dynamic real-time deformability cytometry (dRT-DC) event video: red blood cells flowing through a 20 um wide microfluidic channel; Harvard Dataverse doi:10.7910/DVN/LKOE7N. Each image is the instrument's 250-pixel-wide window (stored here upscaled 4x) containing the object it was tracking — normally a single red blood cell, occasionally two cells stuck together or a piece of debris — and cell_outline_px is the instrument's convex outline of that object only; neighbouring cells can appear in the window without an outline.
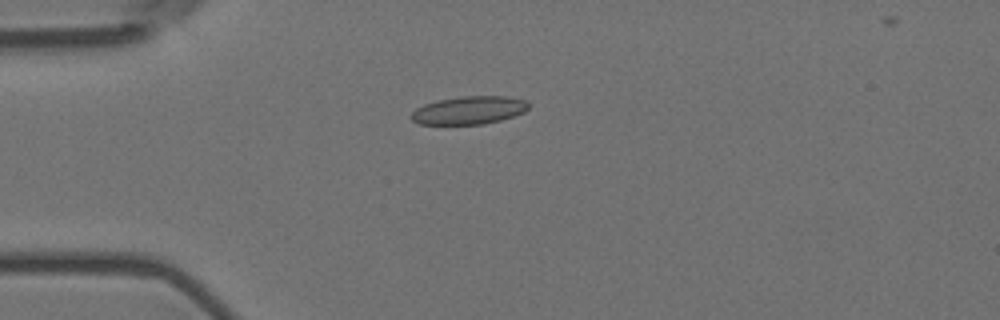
{"species": "Egyptian fruit bat (a non-hibernating species)", "species_latin": "Rousettus aegyptiacus", "temperature_condition": "room temperature", "stored_images_in_passage": 8, "camera_frame_rate_fps": 3000, "um_per_image_px": 0.085, "animal": {"sex": "female"}, "frame": {"image": 1, "passage_image": 5, "time_ms": 1.333, "image_size_px": [1000, 320], "cell_outline_px": [[528, 108], [524, 112], [500, 120], [484, 124], [420, 124], [412, 120], [412, 112], [416, 108], [424, 104], [440, 100], [460, 96], [508, 96], [524, 100], [528, 104]], "centroid_in_image_um": [39.87, 9.37], "position_along_channel_um": 45.1, "area_um2": 18.96}}
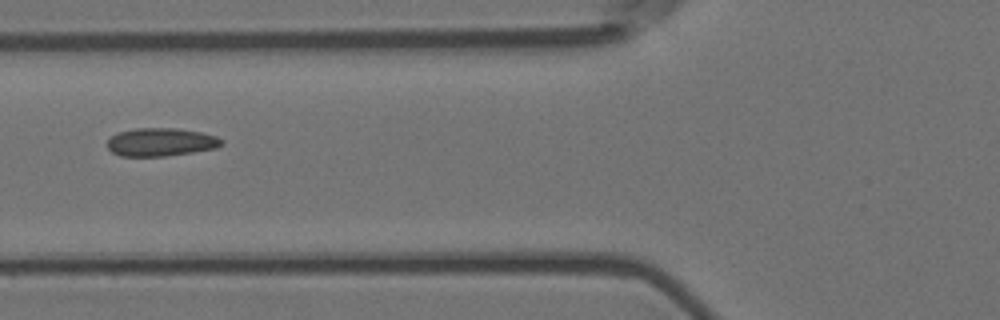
{"frame": {"image": 2, "passage_image": 7, "time_ms": 2.0, "image_size_px": [1000, 320], "cell_outline_px": [[224, 144], [216, 148], [192, 152], [164, 156], [120, 156], [112, 152], [108, 148], [108, 140], [112, 136], [120, 132], [136, 128], [176, 128], [200, 132], [216, 136], [224, 140]], "centroid_in_image_um": [13.7, 12.08], "position_along_channel_um": 112.1, "area_um2": 18.67}}
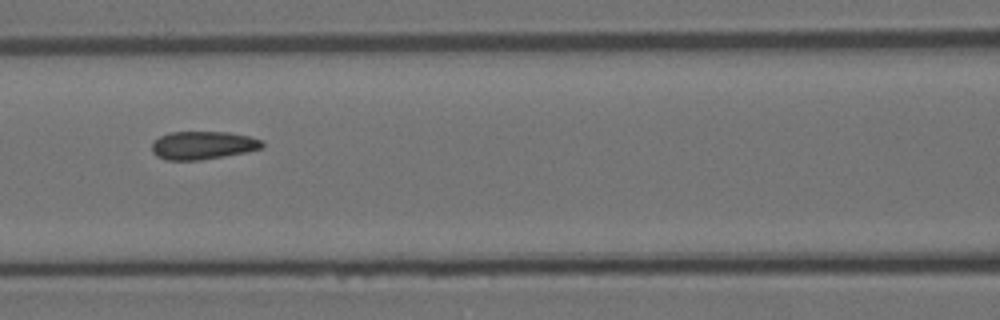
{"frame": {"image": 3, "passage_image": 8, "time_ms": 2.333, "image_size_px": [1000, 320], "cell_outline_px": [[264, 144], [260, 148], [248, 152], [200, 160], [164, 160], [156, 156], [152, 152], [152, 140], [160, 136], [172, 132], [228, 132], [248, 136], [264, 140]], "centroid_in_image_um": [17.22, 12.35], "position_along_channel_um": 149.4, "area_um2": 18.21}}